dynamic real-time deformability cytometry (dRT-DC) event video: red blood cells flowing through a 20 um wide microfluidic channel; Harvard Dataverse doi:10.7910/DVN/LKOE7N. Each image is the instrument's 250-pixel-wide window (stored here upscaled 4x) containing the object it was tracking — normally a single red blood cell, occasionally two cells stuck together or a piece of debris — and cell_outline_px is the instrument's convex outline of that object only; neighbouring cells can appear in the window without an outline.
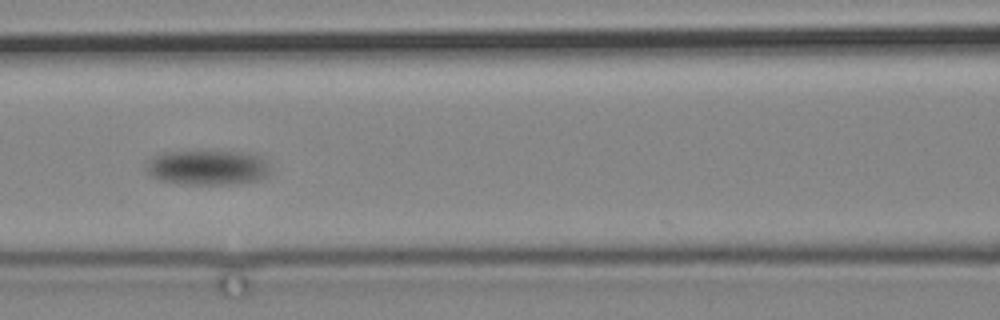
{"species": "common noctule bat (a hibernating species)", "species_latin": "Nyctalus noctula", "temperature_condition": "cold", "stored_images_in_passage": 9, "camera_frame_rate_fps": 3000, "um_per_image_px": 0.085, "animal": {"sex": "male", "body_mass_g": 19.2, "forearm_length_mm": 51.8}, "frame": {"image": 1, "passage_image": 6, "time_ms": 6.0, "image_size_px": [1000, 320], "cell_outline_px": [[268, 172], [260, 180], [232, 184], [188, 184], [160, 180], [152, 176], [144, 168], [144, 160], [152, 156], [164, 152], [252, 152], [260, 156], [264, 160], [268, 168]], "centroid_in_image_um": [17.58, 14.23], "position_along_channel_um": 149.0, "area_um2": 25.2}}
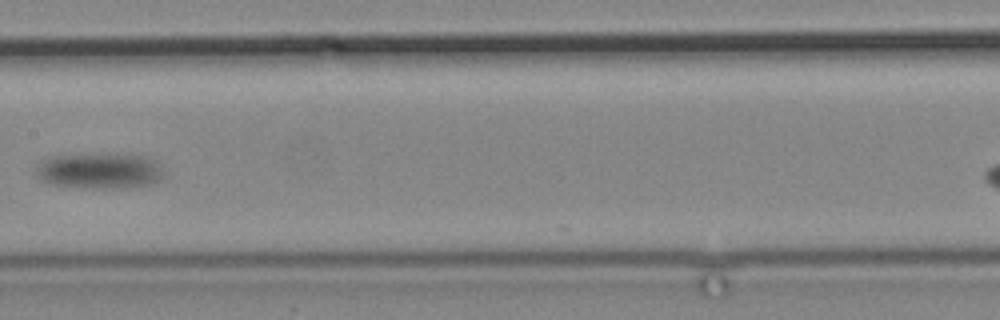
{"frame": {"image": 2, "passage_image": 7, "time_ms": 8.0, "image_size_px": [1000, 320], "cell_outline_px": [[160, 180], [152, 184], [112, 188], [92, 188], [52, 184], [40, 180], [36, 176], [36, 164], [60, 152], [92, 152], [148, 156], [156, 160], [160, 172]], "centroid_in_image_um": [8.35, 14.45], "position_along_channel_um": 199.0, "area_um2": 27.34}}